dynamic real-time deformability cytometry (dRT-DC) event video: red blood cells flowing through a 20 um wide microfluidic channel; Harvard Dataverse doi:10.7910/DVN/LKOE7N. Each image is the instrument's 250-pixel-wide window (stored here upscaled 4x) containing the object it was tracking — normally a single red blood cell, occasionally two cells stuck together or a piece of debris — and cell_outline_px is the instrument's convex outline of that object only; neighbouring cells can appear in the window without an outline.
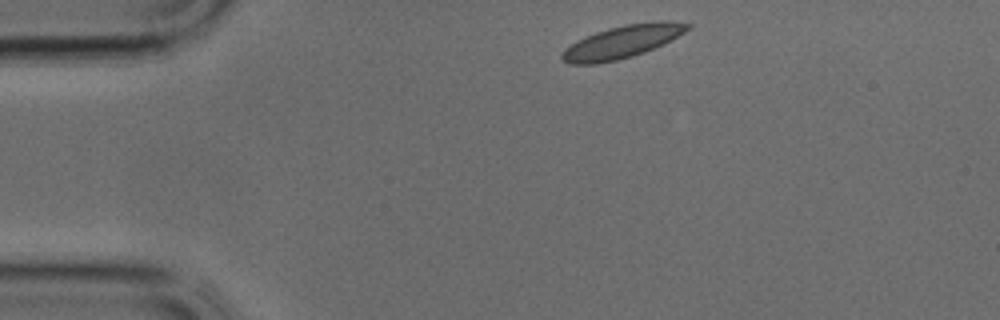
{"species": "common noctule bat (a hibernating species)", "species_latin": "Nyctalus noctula", "temperature_condition": "cold", "stored_images_in_passage": 32, "camera_frame_rate_fps": 3000, "um_per_image_px": 0.085, "animal": {"sex": "male", "body_mass_g": 17.9, "forearm_length_mm": 54.2}, "frame": {"image": 1, "passage_image": 1, "time_ms": 0.0, "image_size_px": [1000, 320], "cell_outline_px": [[692, 28], [664, 44], [644, 52], [632, 56], [616, 60], [596, 64], [572, 64], [560, 60], [560, 56], [564, 48], [576, 40], [596, 32], [608, 28], [624, 24], [652, 20], [668, 20], [692, 24]], "centroid_in_image_um": [52.91, 3.53], "position_along_channel_um": 32.1, "area_um2": 24.33}}
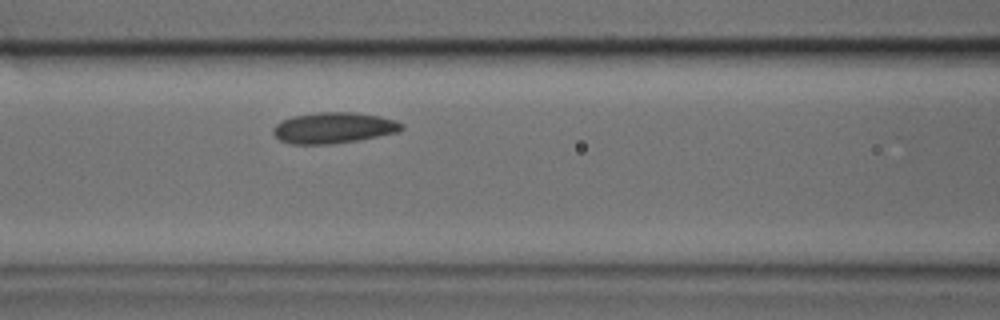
{"frame": {"image": 2, "passage_image": 10, "time_ms": 3.0, "image_size_px": [1000, 320], "cell_outline_px": [[404, 128], [400, 132], [356, 140], [332, 144], [292, 144], [280, 140], [272, 132], [272, 128], [280, 120], [292, 116], [316, 112], [352, 112], [380, 116], [396, 120], [404, 124]], "centroid_in_image_um": [28.36, 10.86], "position_along_channel_um": 138.2, "area_um2": 23.35}}
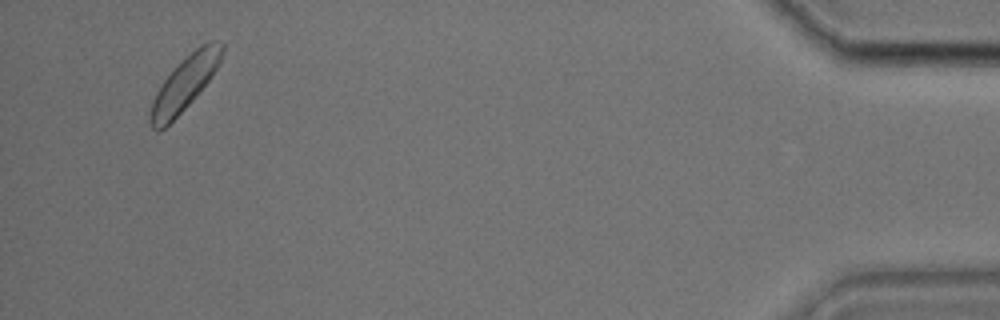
{"frame": {"image": 3, "passage_image": 31, "time_ms": 10.0, "image_size_px": [1000, 320], "cell_outline_px": [[224, 52], [220, 64], [212, 76], [192, 100], [160, 132], [156, 132], [152, 128], [148, 120], [152, 100], [156, 92], [164, 80], [200, 44], [208, 40], [212, 40], [224, 44]], "centroid_in_image_um": [15.7, 7.1], "position_along_channel_um": 419.5, "area_um2": 22.14}}